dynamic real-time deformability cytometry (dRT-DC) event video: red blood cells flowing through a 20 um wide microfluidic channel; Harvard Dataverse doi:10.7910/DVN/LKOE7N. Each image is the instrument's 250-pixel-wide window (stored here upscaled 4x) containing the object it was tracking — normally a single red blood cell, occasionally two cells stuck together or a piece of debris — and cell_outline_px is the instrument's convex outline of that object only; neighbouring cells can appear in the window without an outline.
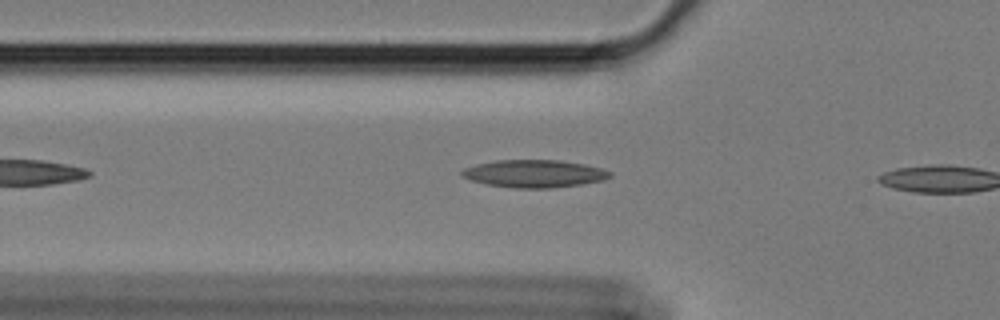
{"species": "Egyptian fruit bat (a non-hibernating species)", "species_latin": "Rousettus aegyptiacus", "temperature_condition": "cold", "stored_images_in_passage": 8, "camera_frame_rate_fps": 3000, "um_per_image_px": 0.085, "animal": {"sex": "female"}, "frame": {"image": 1, "passage_image": 7, "time_ms": 2.0, "image_size_px": [1000, 320], "cell_outline_px": [[612, 176], [604, 180], [580, 184], [548, 188], [516, 188], [488, 184], [472, 180], [460, 176], [460, 172], [464, 168], [476, 164], [496, 160], [560, 160], [584, 164], [600, 168], [612, 172]], "centroid_in_image_um": [45.4, 14.75], "position_along_channel_um": 80.4, "area_um2": 23.7}}